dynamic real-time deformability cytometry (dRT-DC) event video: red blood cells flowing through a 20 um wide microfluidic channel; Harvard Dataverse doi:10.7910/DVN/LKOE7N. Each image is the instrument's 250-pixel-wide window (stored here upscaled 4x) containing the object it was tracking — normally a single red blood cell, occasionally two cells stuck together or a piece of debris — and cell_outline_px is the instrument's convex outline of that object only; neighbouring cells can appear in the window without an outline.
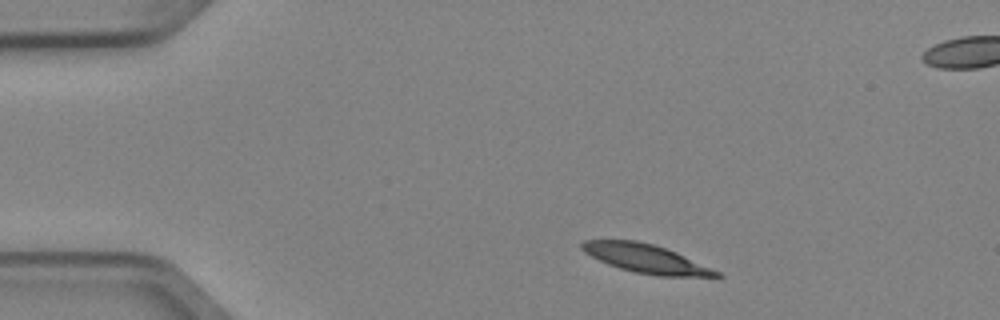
{"species": "Egyptian fruit bat (a non-hibernating species)", "species_latin": "Rousettus aegyptiacus", "temperature_condition": "cold", "stored_images_in_passage": 5, "camera_frame_rate_fps": 3000, "um_per_image_px": 0.085, "animal": {"sex": "female"}, "frame": {"image": 1, "passage_image": 1, "time_ms": 0.0, "image_size_px": [1000, 320], "cell_outline_px": [[724, 276], [660, 276], [636, 272], [620, 268], [608, 264], [584, 252], [580, 248], [580, 244], [584, 240], [636, 240], [652, 244], [676, 252], [720, 272]], "centroid_in_image_um": [54.87, 21.97], "position_along_channel_um": 30.1, "area_um2": 22.02}}
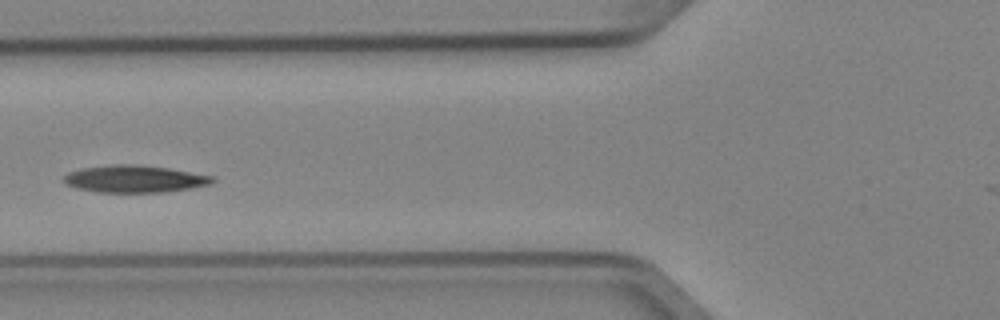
{"frame": {"image": 2, "passage_image": 4, "time_ms": 1.0, "image_size_px": [1000, 320], "cell_outline_px": [[216, 180], [212, 184], [192, 188], [164, 192], [96, 192], [76, 188], [64, 184], [64, 176], [68, 172], [80, 168], [108, 164], [136, 164], [168, 168], [216, 176]], "centroid_in_image_um": [11.45, 15.2], "position_along_channel_um": 114.4, "area_um2": 23.93}}